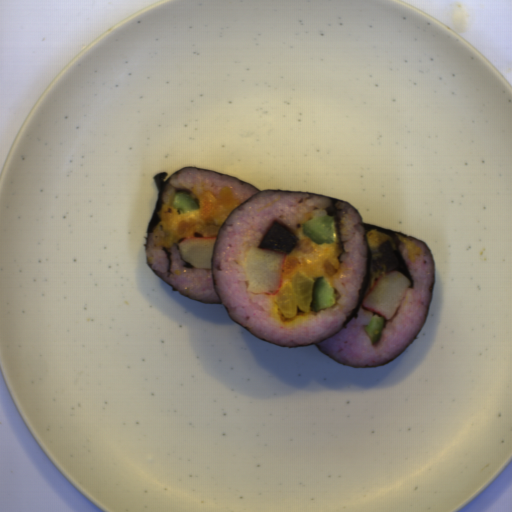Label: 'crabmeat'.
I'll return each mask as SVG.
<instances>
[{
    "mask_svg": "<svg viewBox=\"0 0 512 512\" xmlns=\"http://www.w3.org/2000/svg\"><path fill=\"white\" fill-rule=\"evenodd\" d=\"M215 240L214 237L185 238L178 245L180 256L192 267L211 269Z\"/></svg>",
    "mask_w": 512,
    "mask_h": 512,
    "instance_id": "obj_3",
    "label": "crabmeat"
},
{
    "mask_svg": "<svg viewBox=\"0 0 512 512\" xmlns=\"http://www.w3.org/2000/svg\"><path fill=\"white\" fill-rule=\"evenodd\" d=\"M410 283L397 270L385 272L362 299V307L387 321L391 320L400 308Z\"/></svg>",
    "mask_w": 512,
    "mask_h": 512,
    "instance_id": "obj_2",
    "label": "crabmeat"
},
{
    "mask_svg": "<svg viewBox=\"0 0 512 512\" xmlns=\"http://www.w3.org/2000/svg\"><path fill=\"white\" fill-rule=\"evenodd\" d=\"M285 254L250 247L244 256V273L251 294L275 296L281 290Z\"/></svg>",
    "mask_w": 512,
    "mask_h": 512,
    "instance_id": "obj_1",
    "label": "crabmeat"
}]
</instances>
